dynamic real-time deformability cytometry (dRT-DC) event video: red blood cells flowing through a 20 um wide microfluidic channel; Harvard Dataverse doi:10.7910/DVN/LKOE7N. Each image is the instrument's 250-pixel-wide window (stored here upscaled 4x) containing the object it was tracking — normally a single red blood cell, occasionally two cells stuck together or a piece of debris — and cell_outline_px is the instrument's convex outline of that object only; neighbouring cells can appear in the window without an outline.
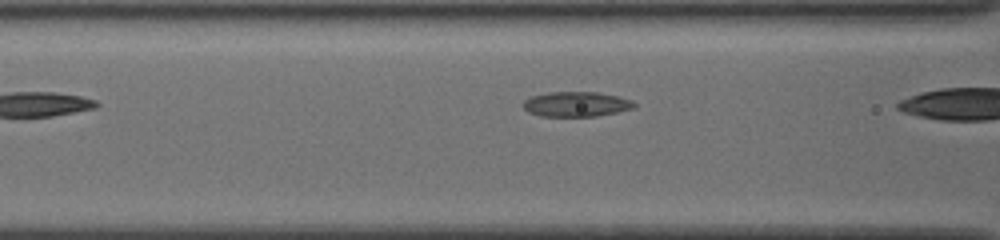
{"species": "common noctule bat (a hibernating species)", "species_latin": "Nyctalus noctula", "temperature_condition": "cold", "stored_images_in_passage": 25, "camera_frame_rate_fps": 3000, "um_per_image_px": 0.085, "animal": {"sex": "female", "body_mass_g": 19.5, "forearm_length_mm": 54.1}, "frame": {"image": 1, "passage_image": 4, "time_ms": 1.0, "image_size_px": [1000, 240], "cell_outline_px": [[636, 108], [596, 116], [540, 116], [528, 112], [524, 108], [524, 100], [532, 96], [548, 92], [596, 92], [616, 96], [632, 100], [636, 104]], "centroid_in_image_um": [48.99, 8.85], "position_along_channel_um": 117.6, "area_um2": 16.07}}